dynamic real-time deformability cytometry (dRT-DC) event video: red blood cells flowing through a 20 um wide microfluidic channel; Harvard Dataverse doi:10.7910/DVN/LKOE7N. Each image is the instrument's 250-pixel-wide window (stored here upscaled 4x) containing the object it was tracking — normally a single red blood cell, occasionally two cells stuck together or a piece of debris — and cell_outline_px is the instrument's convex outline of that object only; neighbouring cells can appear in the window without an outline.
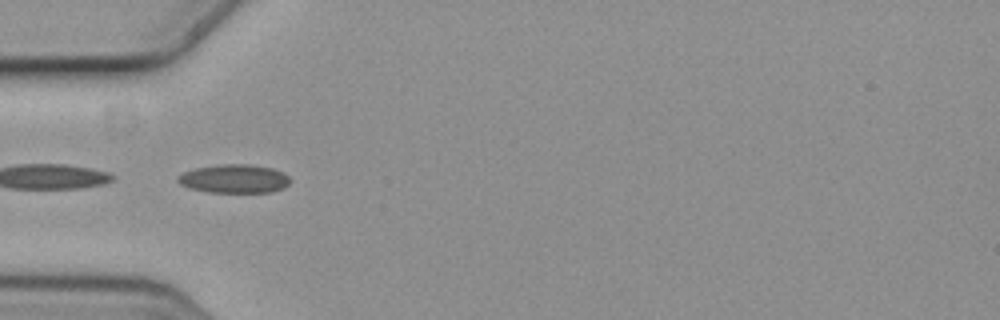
{"species": "common noctule bat (a hibernating species)", "species_latin": "Nyctalus noctula", "temperature_condition": "cold", "stored_images_in_passage": 4, "camera_frame_rate_fps": 3000, "um_per_image_px": 0.085, "animal": {"sex": "female", "body_mass_g": 19.3, "forearm_length_mm": 54.1}, "frame": {"image": 1, "passage_image": 4, "time_ms": 1.0, "image_size_px": [1000, 320], "cell_outline_px": [[292, 180], [284, 188], [272, 192], [208, 192], [188, 188], [180, 184], [176, 180], [176, 176], [184, 172], [196, 168], [220, 164], [252, 164], [272, 168], [288, 176]], "centroid_in_image_um": [19.9, 15.19], "position_along_channel_um": 65.1, "area_um2": 18.84}}